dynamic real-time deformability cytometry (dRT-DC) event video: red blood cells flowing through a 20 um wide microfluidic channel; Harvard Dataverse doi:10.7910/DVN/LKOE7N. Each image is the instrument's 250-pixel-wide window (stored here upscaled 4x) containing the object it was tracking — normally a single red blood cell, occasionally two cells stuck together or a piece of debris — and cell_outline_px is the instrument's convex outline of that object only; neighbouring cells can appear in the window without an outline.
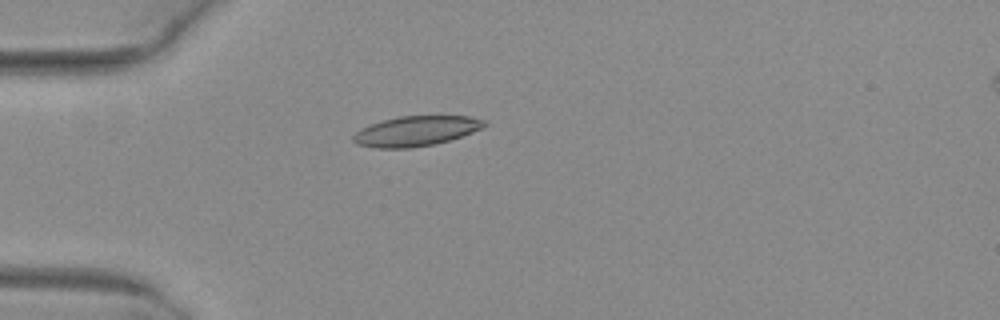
{"species": "common noctule bat (a hibernating species)", "species_latin": "Nyctalus noctula", "temperature_condition": "warm", "stored_images_in_passage": 49, "camera_frame_rate_fps": 3000, "um_per_image_px": 0.085, "animal": {"sex": "female", "body_mass_g": 29.2, "forearm_length_mm": 56.3}, "frame": {"image": 1, "passage_image": 12, "time_ms": 3.667, "image_size_px": [1000, 320], "cell_outline_px": [[488, 124], [484, 128], [436, 144], [412, 148], [376, 148], [356, 144], [352, 140], [352, 136], [356, 132], [372, 124], [384, 120], [400, 116], [468, 116], [488, 120]], "centroid_in_image_um": [35.4, 11.14], "position_along_channel_um": 49.6, "area_um2": 22.89}}
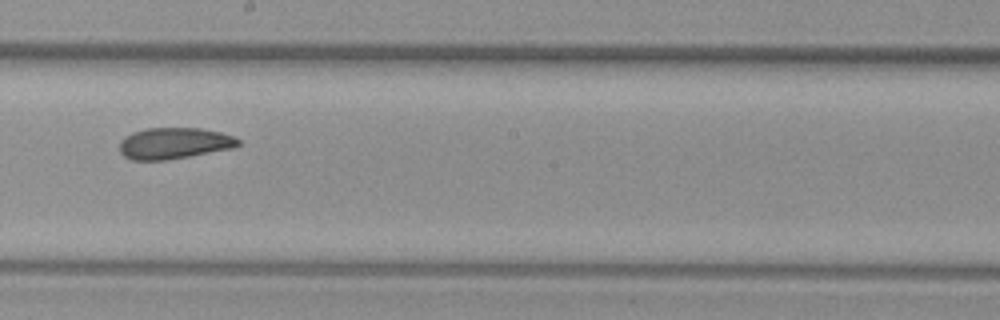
{"frame": {"image": 2, "passage_image": 27, "time_ms": 8.667, "image_size_px": [1000, 320], "cell_outline_px": [[240, 144], [232, 148], [168, 160], [132, 160], [124, 156], [120, 152], [120, 140], [132, 132], [144, 128], [200, 128], [220, 132], [236, 136], [240, 140]], "centroid_in_image_um": [14.8, 12.17], "position_along_channel_um": 233.4, "area_um2": 21.73}}
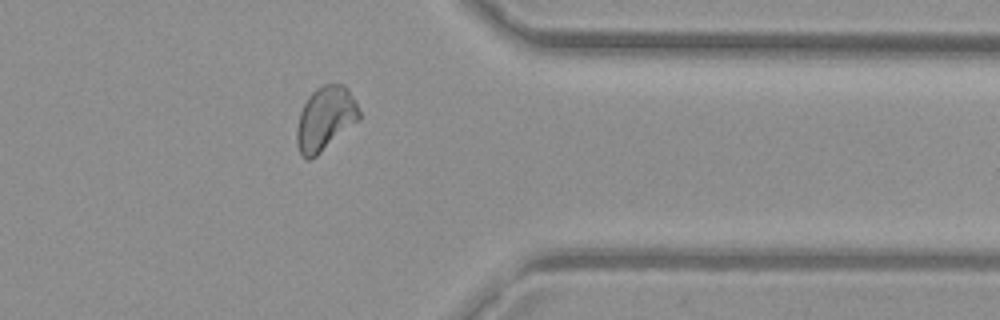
{"frame": {"image": 3, "passage_image": 39, "time_ms": 12.667, "image_size_px": [1000, 320], "cell_outline_px": [[360, 120], [316, 156], [308, 160], [304, 160], [300, 156], [296, 144], [296, 128], [300, 112], [308, 96], [316, 88], [324, 84], [344, 84], [348, 88], [356, 100], [360, 112]], "centroid_in_image_um": [27.64, 10.09], "position_along_channel_um": 383.8, "area_um2": 23.64}, "authors_computed_cell_mechanics": {"area_um2": 22.7154, "velocity_mm_per_s": 3.9994, "shape_relaxation_time_tau1_ms": null, "shape_relaxation_time_tau2_ms": 2.8992, "deformation_change_tau1": null, "deformation_change_tau2": 0.0914}}